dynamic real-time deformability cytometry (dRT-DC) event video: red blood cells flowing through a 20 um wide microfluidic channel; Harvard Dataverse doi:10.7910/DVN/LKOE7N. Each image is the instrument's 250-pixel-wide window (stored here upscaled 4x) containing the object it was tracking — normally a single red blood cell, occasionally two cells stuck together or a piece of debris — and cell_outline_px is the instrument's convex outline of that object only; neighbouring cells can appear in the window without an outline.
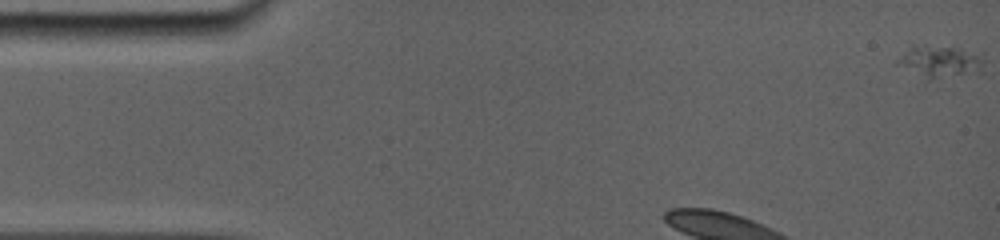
{"species": "common noctule bat (a hibernating species)", "species_latin": "Nyctalus noctula", "temperature_condition": "room temperature", "stored_images_in_passage": 42, "camera_frame_rate_fps": 5000, "um_per_image_px": 0.085, "animal": {"sex": "female", "body_mass_g": 19.0, "forearm_length_mm": 56.7}, "frame": {"image": 1, "passage_image": 1, "time_ms": 0.0, "image_size_px": [1000, 240], "cell_outline_px": [[984, 60], [980, 72], [924, 84], [896, 64], [896, 60], [908, 44], [924, 44], [960, 48], [984, 52]], "centroid_in_image_um": [79.83, 5.28], "position_along_channel_um": 5.2, "area_um2": 18.21}}
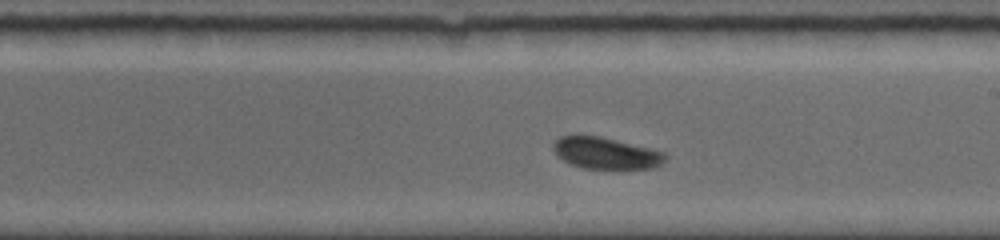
{"frame": {"image": 2, "passage_image": 26, "time_ms": 7.2, "image_size_px": [1000, 240], "cell_outline_px": [[668, 156], [656, 168], [580, 168], [556, 156], [552, 148], [552, 144], [560, 136], [576, 132], [600, 136], [652, 148], [664, 152]], "centroid_in_image_um": [51.44, 12.97], "position_along_channel_um": 237.6, "area_um2": 21.15}}
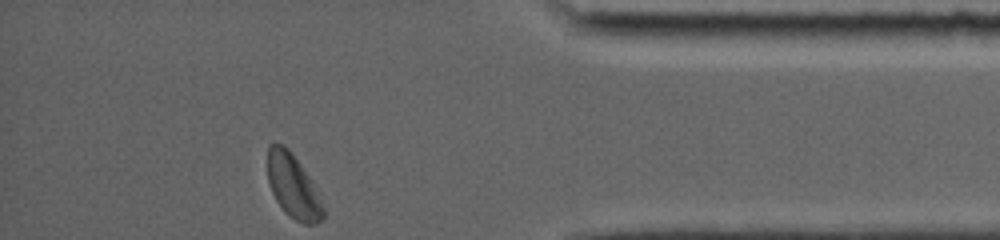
{"frame": {"image": 3, "passage_image": 42, "time_ms": 12.2, "image_size_px": [1000, 240], "cell_outline_px": [[324, 216], [316, 224], [304, 224], [288, 216], [276, 200], [272, 192], [268, 180], [268, 144], [276, 140], [284, 144], [292, 152], [316, 188], [324, 208]], "centroid_in_image_um": [24.9, 15.8], "position_along_channel_um": 410.3, "area_um2": 20.75}, "authors_computed_cell_mechanics": {"area_um2": 21.0681, "velocity_mm_per_s": 3.8134, "shape_relaxation_time_tau1_ms": 2.2509, "shape_relaxation_time_tau2_ms": null, "deformation_change_tau1": 0.0738, "deformation_change_tau2": null}}